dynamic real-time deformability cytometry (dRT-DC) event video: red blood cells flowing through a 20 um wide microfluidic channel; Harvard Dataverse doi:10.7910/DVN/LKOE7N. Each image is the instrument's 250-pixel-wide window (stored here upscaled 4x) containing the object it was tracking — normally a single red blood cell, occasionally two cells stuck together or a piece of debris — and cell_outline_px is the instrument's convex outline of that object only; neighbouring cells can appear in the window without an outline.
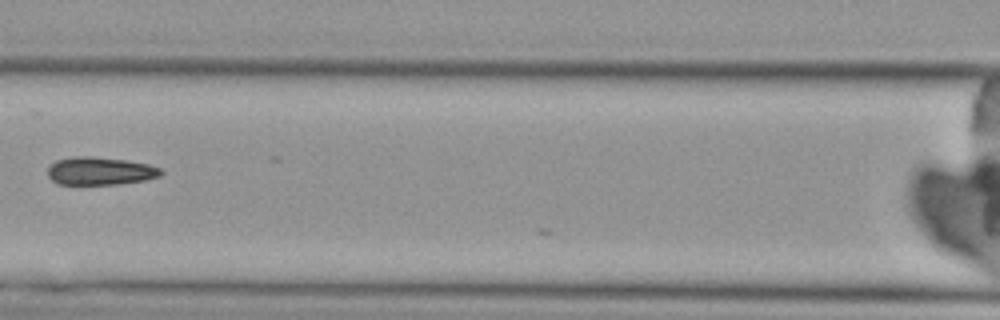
{"species": "Egyptian fruit bat (a non-hibernating species)", "species_latin": "Rousettus aegyptiacus", "temperature_condition": "cold", "stored_images_in_passage": 8, "camera_frame_rate_fps": 3000, "um_per_image_px": 0.085, "animal": {"sex": "female"}, "frame": {"image": 1, "passage_image": 7, "time_ms": 8.333, "image_size_px": [1000, 320], "cell_outline_px": [[164, 172], [160, 176], [144, 180], [120, 184], [56, 184], [48, 176], [48, 168], [56, 160], [72, 156], [92, 156], [124, 160], [148, 164], [160, 168]], "centroid_in_image_um": [8.5, 14.53], "position_along_channel_um": 158.1, "area_um2": 18.44}}